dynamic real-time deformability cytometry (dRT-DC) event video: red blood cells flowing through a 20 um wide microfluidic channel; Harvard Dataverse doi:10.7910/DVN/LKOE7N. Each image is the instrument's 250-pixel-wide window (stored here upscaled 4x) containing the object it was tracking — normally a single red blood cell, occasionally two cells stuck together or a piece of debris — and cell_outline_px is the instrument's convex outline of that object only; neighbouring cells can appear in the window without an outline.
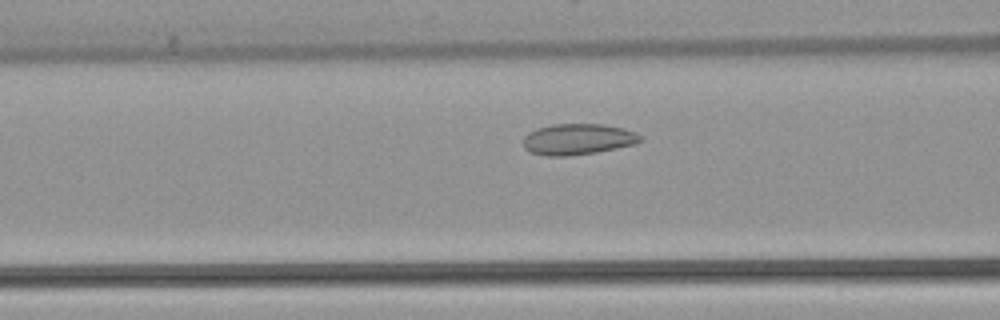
{"species": "common noctule bat (a hibernating species)", "species_latin": "Nyctalus noctula", "temperature_condition": "warm", "stored_images_in_passage": 38, "camera_frame_rate_fps": 3000, "um_per_image_px": 0.085, "animal": {"sex": "female", "body_mass_g": 22.7, "forearm_length_mm": 54.2}, "frame": {"image": 1, "passage_image": 15, "time_ms": 4.667, "image_size_px": [1000, 320], "cell_outline_px": [[644, 140], [636, 144], [596, 152], [568, 156], [548, 156], [528, 152], [524, 148], [524, 136], [528, 132], [536, 128], [552, 124], [604, 124], [624, 128], [636, 132], [644, 136]], "centroid_in_image_um": [49.14, 11.83], "position_along_channel_um": 117.5, "area_um2": 21.5}}
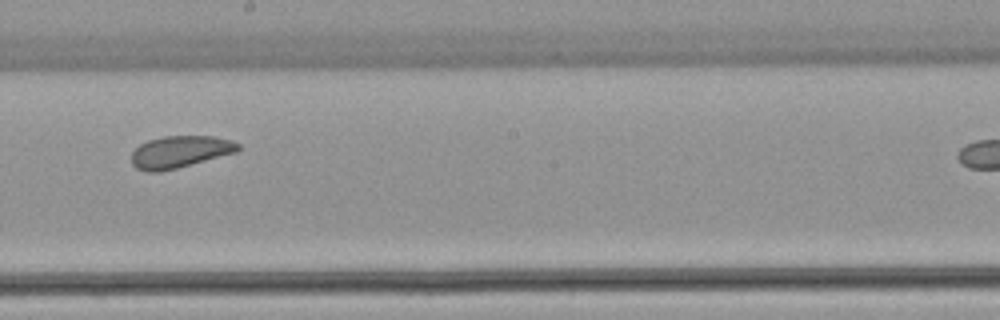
{"frame": {"image": 2, "passage_image": 24, "time_ms": 7.667, "image_size_px": [1000, 320], "cell_outline_px": [[240, 148], [236, 152], [176, 168], [160, 172], [148, 172], [136, 168], [132, 164], [132, 152], [140, 144], [148, 140], [164, 136], [216, 136], [232, 140], [240, 144]], "centroid_in_image_um": [15.29, 12.9], "position_along_channel_um": 232.9, "area_um2": 19.83}}
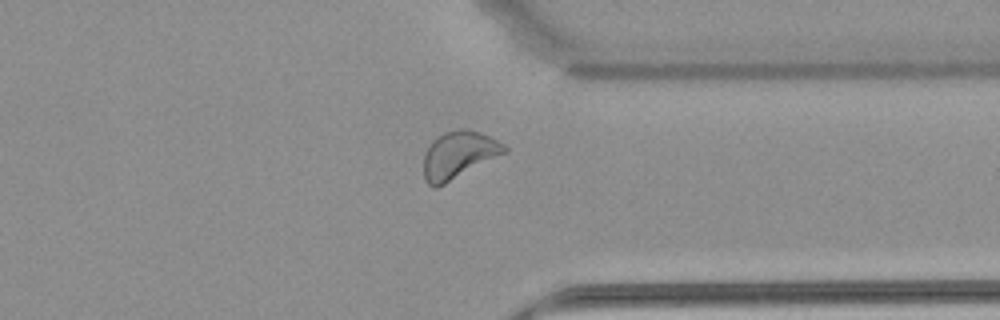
{"frame": {"image": 3, "passage_image": 35, "time_ms": 11.333, "image_size_px": [1000, 320], "cell_outline_px": [[508, 152], [436, 188], [432, 188], [424, 180], [424, 156], [432, 140], [436, 136], [444, 132], [464, 128], [480, 132], [504, 144], [508, 148]], "centroid_in_image_um": [38.98, 13.17], "position_along_channel_um": 372.4, "area_um2": 22.25}}